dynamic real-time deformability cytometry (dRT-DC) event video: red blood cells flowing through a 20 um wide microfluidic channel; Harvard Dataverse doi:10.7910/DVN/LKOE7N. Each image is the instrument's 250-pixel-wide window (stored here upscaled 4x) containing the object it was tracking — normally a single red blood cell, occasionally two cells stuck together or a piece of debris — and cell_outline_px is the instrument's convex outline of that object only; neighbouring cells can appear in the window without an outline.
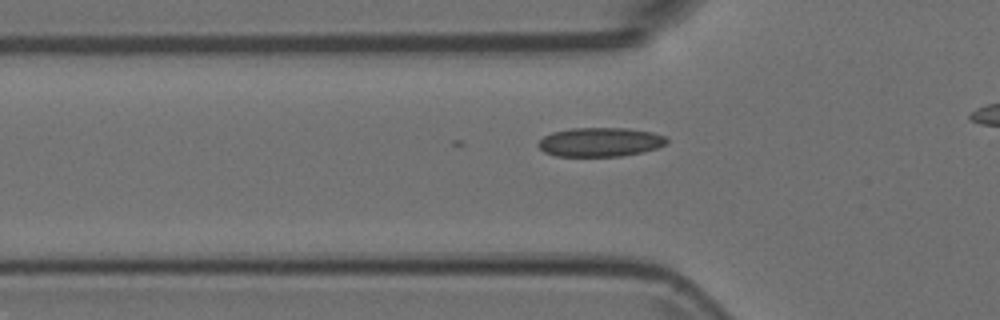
{"species": "Egyptian fruit bat (a non-hibernating species)", "species_latin": "Rousettus aegyptiacus", "temperature_condition": "room temperature", "stored_images_in_passage": 31, "camera_frame_rate_fps": 3000, "um_per_image_px": 0.085, "animal": {"sex": "female"}, "frame": {"image": 1, "passage_image": 4, "time_ms": 1.0, "image_size_px": [1000, 320], "cell_outline_px": [[668, 144], [656, 148], [640, 152], [620, 156], [556, 156], [544, 152], [536, 144], [544, 136], [552, 132], [572, 128], [628, 128], [652, 132], [664, 136], [668, 140]], "centroid_in_image_um": [51.0, 12.07], "position_along_channel_um": 74.8, "area_um2": 21.73}}
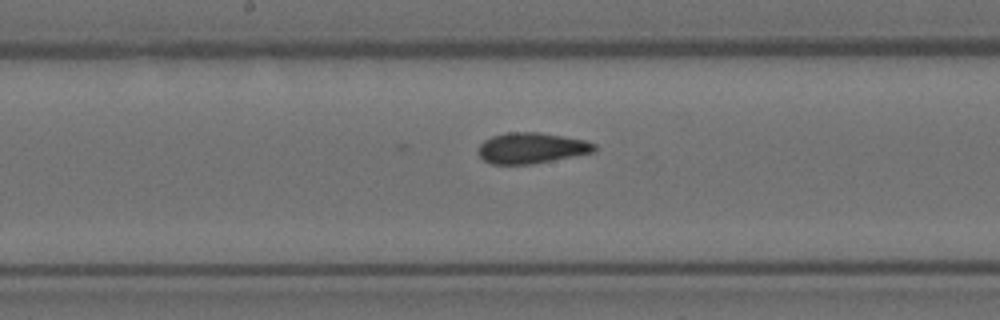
{"frame": {"image": 2, "passage_image": 14, "time_ms": 4.333, "image_size_px": [1000, 320], "cell_outline_px": [[596, 148], [592, 152], [532, 164], [492, 164], [484, 160], [476, 152], [480, 144], [484, 140], [492, 136], [508, 132], [540, 132], [584, 140], [596, 144]], "centroid_in_image_um": [45.12, 12.58], "position_along_channel_um": 203.1, "area_um2": 20.69}}
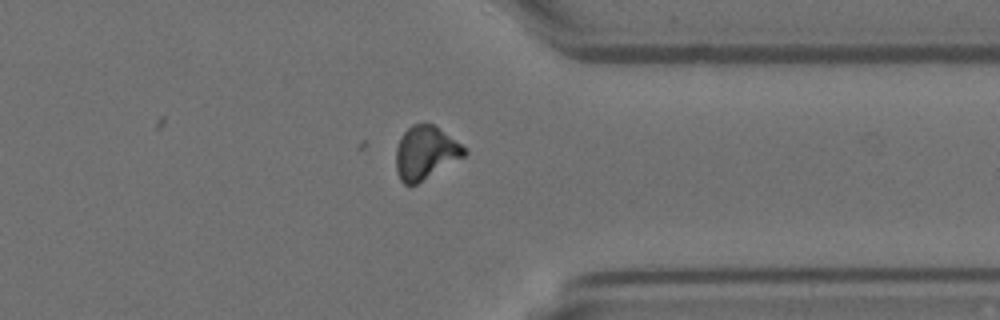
{"frame": {"image": 3, "passage_image": 28, "time_ms": 9.0, "image_size_px": [1000, 320], "cell_outline_px": [[468, 152], [464, 156], [416, 184], [404, 184], [400, 180], [396, 172], [396, 148], [404, 132], [412, 124], [432, 124], [468, 148]], "centroid_in_image_um": [36.17, 12.98], "position_along_channel_um": 375.2, "area_um2": 20.92}}